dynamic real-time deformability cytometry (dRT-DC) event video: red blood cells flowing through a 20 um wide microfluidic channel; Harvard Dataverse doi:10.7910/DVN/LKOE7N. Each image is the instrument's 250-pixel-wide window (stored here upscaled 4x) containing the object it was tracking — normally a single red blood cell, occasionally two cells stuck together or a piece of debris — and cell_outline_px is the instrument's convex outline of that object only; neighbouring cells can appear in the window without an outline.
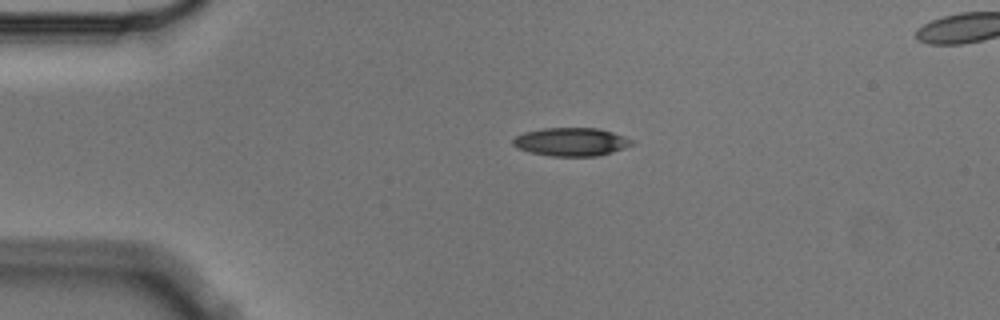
{"species": "Egyptian fruit bat (a non-hibernating species)", "species_latin": "Rousettus aegyptiacus", "temperature_condition": "cold", "stored_images_in_passage": 3, "camera_frame_rate_fps": 3000, "um_per_image_px": 0.085, "animal": {"sex": "male"}, "frame": {"image": 1, "passage_image": 3, "time_ms": 0.667, "image_size_px": [1000, 320], "cell_outline_px": [[636, 144], [612, 152], [596, 156], [552, 156], [532, 152], [516, 148], [512, 144], [512, 140], [516, 136], [524, 132], [540, 128], [600, 128], [636, 140]], "centroid_in_image_um": [48.58, 12.05], "position_along_channel_um": 36.4, "area_um2": 19.77}}